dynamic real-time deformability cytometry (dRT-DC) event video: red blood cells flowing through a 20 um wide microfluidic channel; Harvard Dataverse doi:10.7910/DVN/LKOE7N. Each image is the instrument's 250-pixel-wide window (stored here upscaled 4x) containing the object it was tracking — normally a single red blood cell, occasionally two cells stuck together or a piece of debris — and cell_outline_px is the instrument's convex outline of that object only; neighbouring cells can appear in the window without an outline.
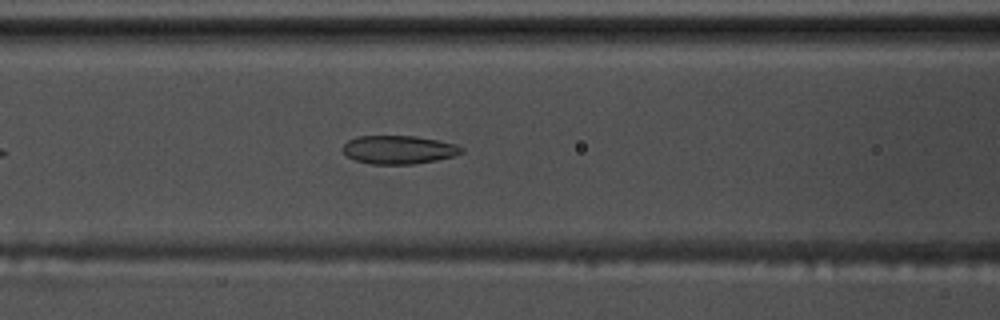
{"species": "common noctule bat (a hibernating species)", "species_latin": "Nyctalus noctula", "temperature_condition": "warm", "stored_images_in_passage": 42, "camera_frame_rate_fps": 3000, "um_per_image_px": 0.085, "animal": {"sex": "male", "body_mass_g": 17.5, "forearm_length_mm": 52.3}, "frame": {"image": 1, "passage_image": 11, "time_ms": 3.333, "image_size_px": [1000, 320], "cell_outline_px": [[464, 152], [456, 156], [436, 160], [412, 164], [372, 164], [356, 160], [348, 156], [344, 152], [344, 144], [348, 140], [356, 136], [416, 136], [456, 144], [464, 148]], "centroid_in_image_um": [33.93, 12.72], "position_along_channel_um": 132.7, "area_um2": 19.59}}
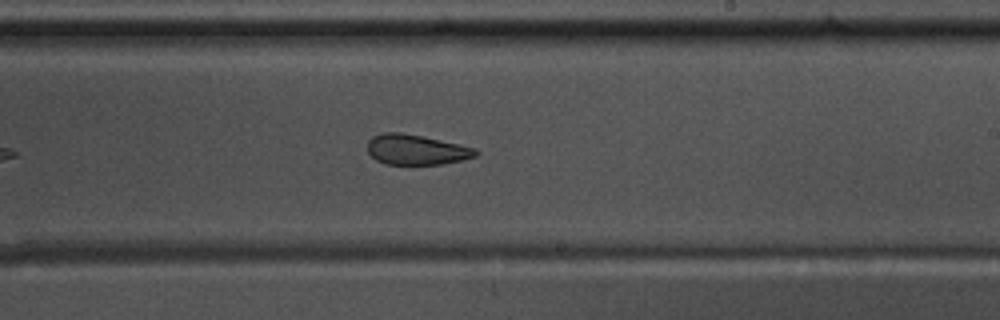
{"frame": {"image": 2, "passage_image": 21, "time_ms": 6.667, "image_size_px": [1000, 320], "cell_outline_px": [[480, 152], [476, 156], [464, 160], [440, 164], [384, 164], [376, 160], [368, 152], [368, 140], [372, 136], [384, 132], [400, 132], [420, 136], [476, 148]], "centroid_in_image_um": [35.37, 12.73], "position_along_channel_um": 253.6, "area_um2": 18.96}}
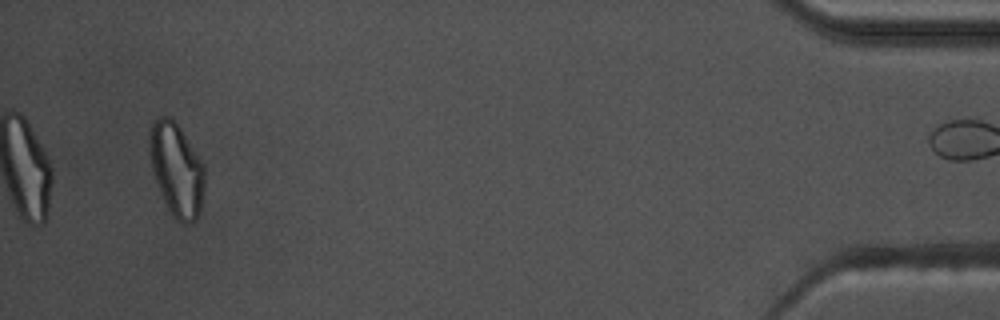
{"frame": {"image": 3, "passage_image": 41, "time_ms": 13.333, "image_size_px": [1000, 320], "cell_outline_px": [[204, 188], [200, 212], [196, 220], [192, 224], [184, 224], [176, 220], [172, 216], [164, 200], [156, 180], [152, 168], [148, 148], [148, 132], [152, 124], [160, 116], [168, 116], [180, 128], [204, 164]], "centroid_in_image_um": [15.0, 14.44], "position_along_channel_um": 420.2, "area_um2": 29.88}, "authors_computed_cell_mechanics": {"area_um2": 20.5479, "velocity_mm_per_s": 3.6415, "shape_relaxation_time_tau1_ms": null, "shape_relaxation_time_tau2_ms": 2.2538, "deformation_change_tau1": null, "deformation_change_tau2": 0.0721}}